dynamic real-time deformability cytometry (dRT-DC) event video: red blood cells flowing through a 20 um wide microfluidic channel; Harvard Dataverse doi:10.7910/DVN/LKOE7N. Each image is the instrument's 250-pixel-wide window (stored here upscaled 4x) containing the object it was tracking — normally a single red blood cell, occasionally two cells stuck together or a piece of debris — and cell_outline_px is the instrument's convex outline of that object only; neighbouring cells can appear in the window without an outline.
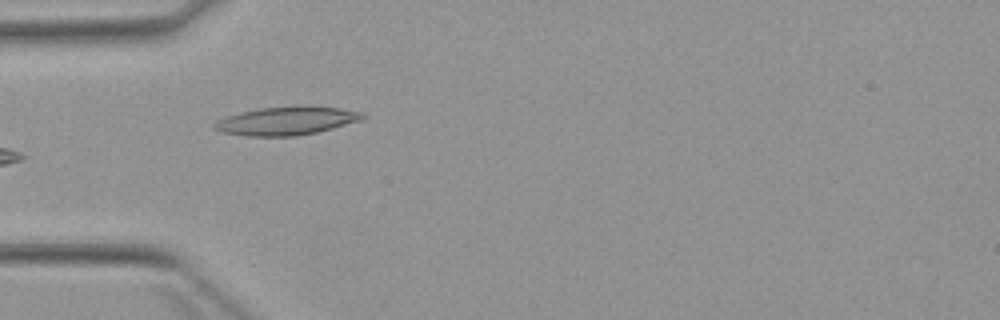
{"species": "Egyptian fruit bat (a non-hibernating species)", "species_latin": "Rousettus aegyptiacus", "temperature_condition": "warm", "stored_images_in_passage": 7, "camera_frame_rate_fps": 3000, "um_per_image_px": 0.085, "animal": {"sex": "female"}, "frame": {"image": 1, "passage_image": 5, "time_ms": 4.667, "image_size_px": [1000, 320], "cell_outline_px": [[368, 116], [360, 120], [332, 128], [316, 132], [296, 136], [248, 136], [220, 132], [212, 128], [212, 124], [216, 120], [240, 112], [260, 108], [296, 104], [308, 104], [340, 108], [364, 112]], "centroid_in_image_um": [24.36, 10.24], "position_along_channel_um": 60.6, "area_um2": 25.09}}
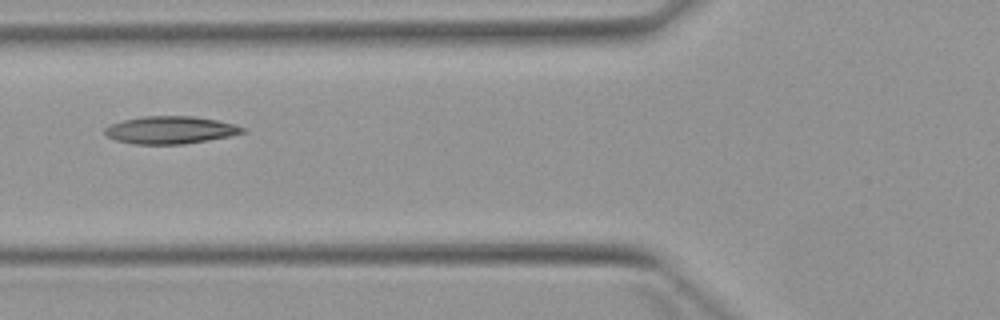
{"frame": {"image": 2, "passage_image": 6, "time_ms": 6.0, "image_size_px": [1000, 320], "cell_outline_px": [[248, 132], [232, 136], [184, 144], [136, 144], [116, 140], [108, 136], [104, 132], [104, 128], [112, 124], [124, 120], [140, 116], [192, 116], [216, 120], [236, 124], [248, 128]], "centroid_in_image_um": [14.56, 11.05], "position_along_channel_um": 111.2, "area_um2": 22.25}}
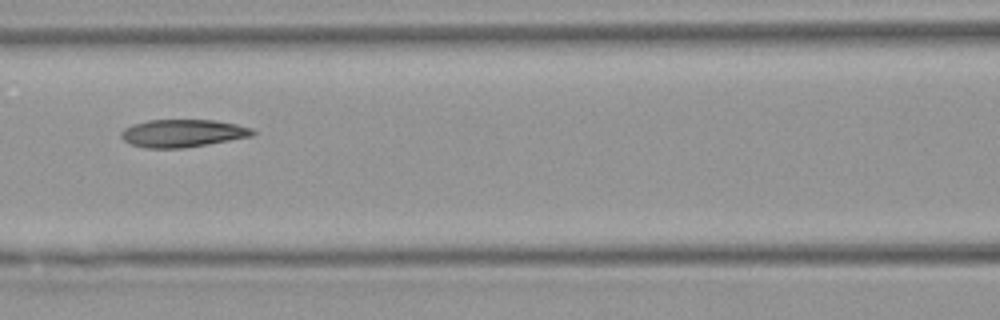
{"frame": {"image": 3, "passage_image": 7, "time_ms": 7.0, "image_size_px": [1000, 320], "cell_outline_px": [[256, 132], [252, 136], [208, 144], [184, 148], [144, 148], [132, 144], [124, 140], [120, 136], [120, 132], [124, 128], [132, 124], [148, 120], [216, 120], [236, 124], [252, 128]], "centroid_in_image_um": [15.51, 11.32], "position_along_channel_um": 151.1, "area_um2": 21.27}}